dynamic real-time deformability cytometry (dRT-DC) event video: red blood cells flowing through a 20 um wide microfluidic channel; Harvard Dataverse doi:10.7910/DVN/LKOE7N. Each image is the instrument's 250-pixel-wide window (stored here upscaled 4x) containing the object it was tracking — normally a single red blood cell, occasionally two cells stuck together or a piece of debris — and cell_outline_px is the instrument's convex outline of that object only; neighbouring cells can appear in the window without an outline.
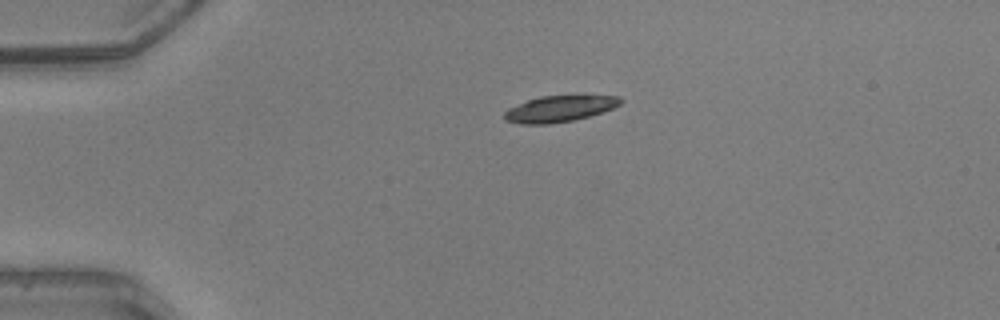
{"species": "common noctule bat (a hibernating species)", "species_latin": "Nyctalus noctula", "temperature_condition": "warm", "stored_images_in_passage": 37, "camera_frame_rate_fps": 3000, "um_per_image_px": 0.085, "animal": {"sex": "male", "body_mass_g": 20.5, "forearm_length_mm": 52.5}, "frame": {"image": 1, "passage_image": 1, "time_ms": 0.0, "image_size_px": [1000, 320], "cell_outline_px": [[624, 100], [620, 104], [612, 108], [588, 116], [572, 120], [548, 124], [520, 124], [504, 120], [504, 112], [508, 108], [528, 100], [540, 96], [584, 92], [620, 96]], "centroid_in_image_um": [47.63, 9.17], "position_along_channel_um": 37.4, "area_um2": 18.61}}
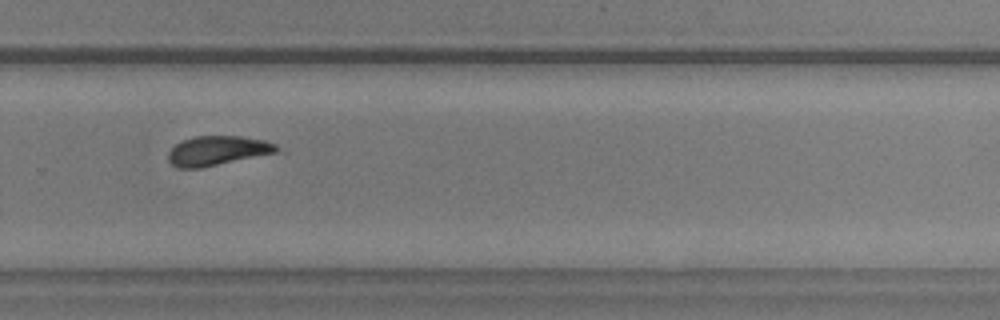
{"frame": {"image": 2, "passage_image": 24, "time_ms": 7.667, "image_size_px": [1000, 320], "cell_outline_px": [[288, 152], [200, 168], [180, 168], [172, 164], [168, 160], [168, 152], [176, 144], [184, 140], [196, 136], [240, 136], [264, 140], [276, 144]], "centroid_in_image_um": [18.65, 12.82], "position_along_channel_um": 311.2, "area_um2": 19.25}}
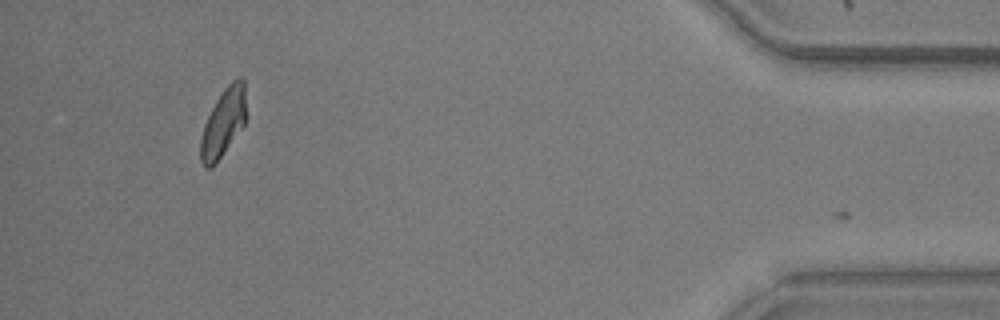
{"frame": {"image": 3, "passage_image": 36, "time_ms": 11.667, "image_size_px": [1000, 320], "cell_outline_px": [[248, 116], [244, 124], [216, 164], [212, 168], [204, 168], [200, 160], [200, 140], [204, 124], [216, 100], [224, 88], [232, 80], [240, 76], [244, 80]], "centroid_in_image_um": [19.01, 10.42], "position_along_channel_um": 416.2, "area_um2": 18.44}, "authors_computed_cell_mechanics": {"area_um2": 19.1318, "velocity_mm_per_s": 4.141, "shape_relaxation_time_tau1_ms": 4.0539, "shape_relaxation_time_tau2_ms": 2.968, "deformation_change_tau1": 0.1449, "deformation_change_tau2": 0.1148}}